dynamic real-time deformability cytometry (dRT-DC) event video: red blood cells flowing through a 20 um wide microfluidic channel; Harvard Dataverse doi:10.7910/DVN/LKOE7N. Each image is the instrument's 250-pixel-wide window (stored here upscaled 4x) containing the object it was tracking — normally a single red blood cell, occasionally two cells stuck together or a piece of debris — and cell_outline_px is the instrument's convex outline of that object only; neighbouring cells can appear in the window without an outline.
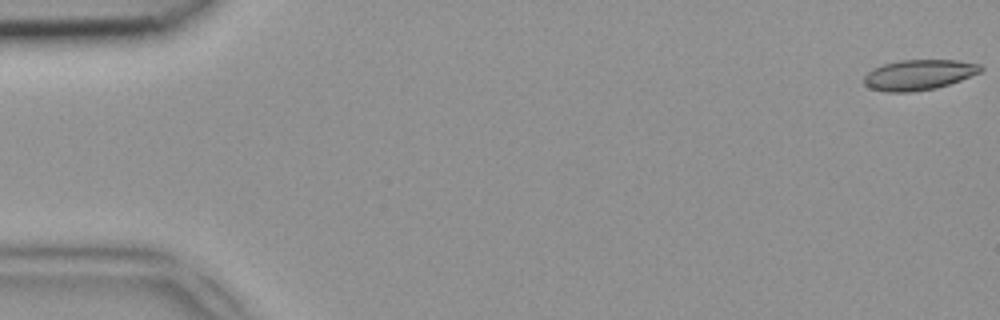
{"species": "common noctule bat (a hibernating species)", "species_latin": "Nyctalus noctula", "temperature_condition": "room temperature", "stored_images_in_passage": 13, "camera_frame_rate_fps": 3000, "um_per_image_px": 0.085, "animal": {"sex": "female", "body_mass_g": 18.4}, "frame": {"image": 1, "passage_image": 1, "time_ms": 0.0, "image_size_px": [1000, 320], "cell_outline_px": [[984, 68], [980, 72], [960, 80], [936, 88], [912, 92], [884, 92], [872, 88], [864, 84], [864, 76], [872, 68], [884, 64], [900, 60], [956, 60], [980, 64]], "centroid_in_image_um": [78.09, 6.36], "position_along_channel_um": 6.9, "area_um2": 20.58}}
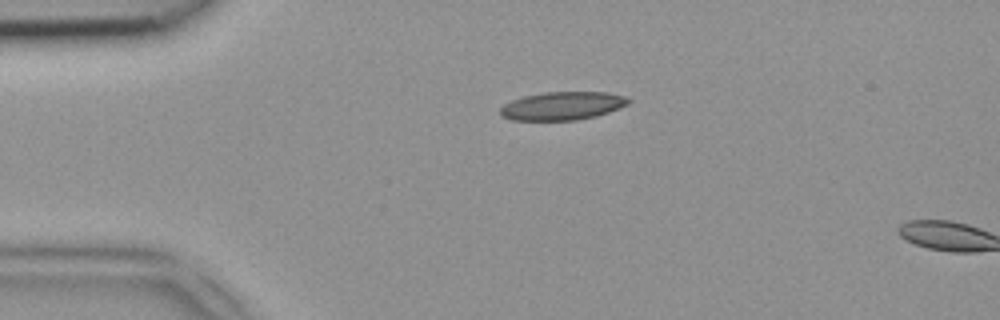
{"frame": {"image": 2, "passage_image": 11, "time_ms": 3.333, "image_size_px": [1000, 320], "cell_outline_px": [[632, 100], [628, 104], [620, 108], [596, 116], [576, 120], [512, 120], [500, 116], [500, 108], [504, 104], [512, 100], [524, 96], [544, 92], [608, 92], [624, 96]], "centroid_in_image_um": [47.8, 9.0], "position_along_channel_um": 37.2, "area_um2": 21.15}}